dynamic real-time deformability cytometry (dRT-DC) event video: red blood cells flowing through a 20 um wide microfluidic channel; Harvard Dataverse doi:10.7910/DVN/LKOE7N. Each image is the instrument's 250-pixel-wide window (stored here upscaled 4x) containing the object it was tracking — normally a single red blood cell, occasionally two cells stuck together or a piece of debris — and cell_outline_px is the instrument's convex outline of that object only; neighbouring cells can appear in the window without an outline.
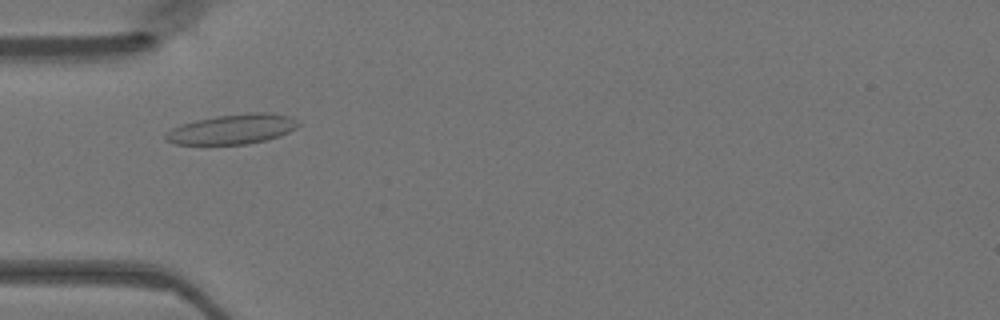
{"species": "Egyptian fruit bat (a non-hibernating species)", "species_latin": "Rousettus aegyptiacus", "temperature_condition": "warm", "stored_images_in_passage": 35, "camera_frame_rate_fps": 3000, "um_per_image_px": 0.085, "animal": {"sex": "female"}, "frame": {"image": 1, "passage_image": 2, "time_ms": 0.333, "image_size_px": [1000, 320], "cell_outline_px": [[300, 124], [296, 128], [280, 136], [248, 144], [176, 144], [164, 140], [164, 136], [172, 128], [180, 124], [196, 120], [216, 116], [252, 112], [268, 112], [292, 116]], "centroid_in_image_um": [19.76, 10.97], "position_along_channel_um": 65.2, "area_um2": 23.12}}
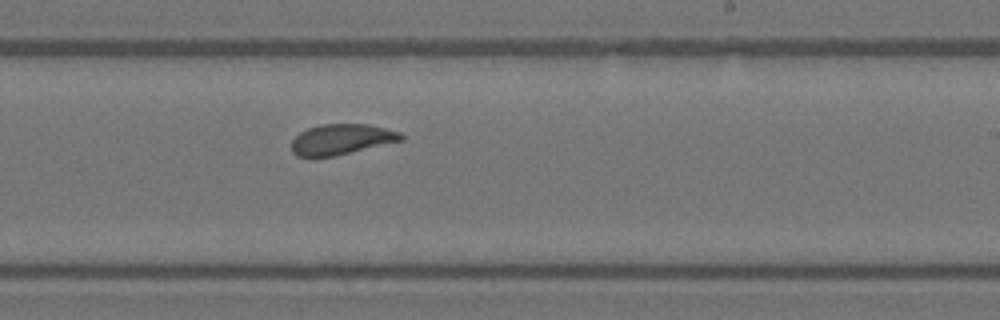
{"frame": {"image": 2, "passage_image": 16, "time_ms": 5.0, "image_size_px": [1000, 320], "cell_outline_px": [[404, 140], [336, 156], [296, 156], [292, 152], [292, 140], [300, 132], [308, 128], [320, 124], [368, 124], [400, 132], [404, 136]], "centroid_in_image_um": [29.04, 11.84], "position_along_channel_um": 260.0, "area_um2": 19.48}}
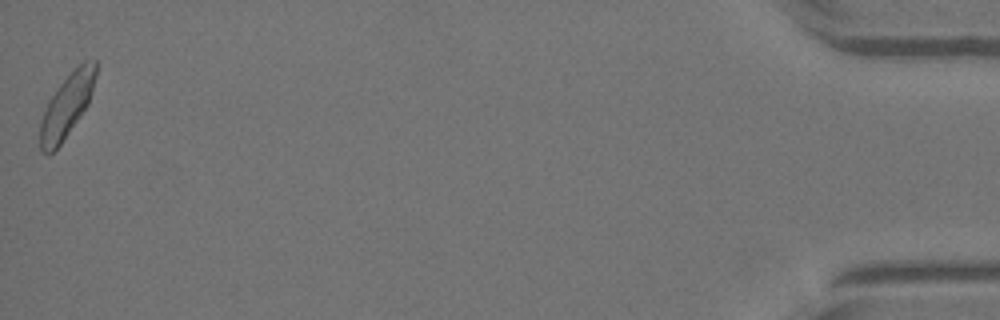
{"frame": {"image": 3, "passage_image": 35, "time_ms": 11.333, "image_size_px": [1000, 320], "cell_outline_px": [[96, 76], [88, 104], [80, 116], [60, 144], [48, 156], [40, 148], [40, 124], [44, 108], [48, 100], [60, 84], [84, 60], [96, 60]], "centroid_in_image_um": [5.66, 8.99], "position_along_channel_um": 429.5, "area_um2": 20.11}}